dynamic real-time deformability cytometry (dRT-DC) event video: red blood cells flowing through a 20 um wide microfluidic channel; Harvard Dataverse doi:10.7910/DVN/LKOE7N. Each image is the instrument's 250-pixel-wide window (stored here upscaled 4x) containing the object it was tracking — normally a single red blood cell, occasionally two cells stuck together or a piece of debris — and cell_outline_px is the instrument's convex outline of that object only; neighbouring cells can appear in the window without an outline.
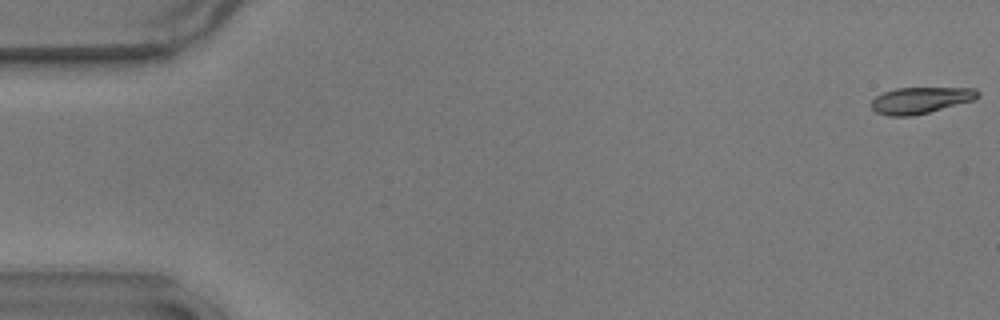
{"species": "common noctule bat (a hibernating species)", "species_latin": "Nyctalus noctula", "temperature_condition": "warm", "stored_images_in_passage": 56, "camera_frame_rate_fps": 3000, "um_per_image_px": 0.085, "animal": {"sex": "male", "body_mass_g": 17.9}, "frame": {"image": 1, "passage_image": 1, "time_ms": 0.0, "image_size_px": [1000, 320], "cell_outline_px": [[980, 96], [972, 100], [928, 112], [912, 116], [888, 116], [876, 112], [872, 108], [872, 100], [876, 96], [884, 92], [896, 88], [976, 88], [980, 92]], "centroid_in_image_um": [78.24, 8.51], "position_along_channel_um": 6.8, "area_um2": 16.18}}
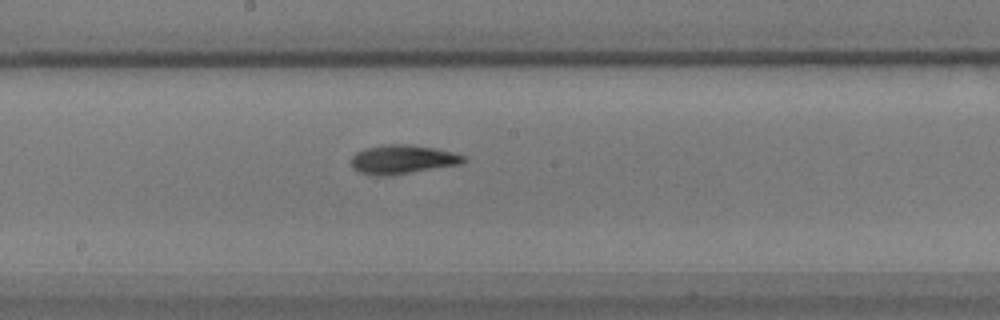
{"frame": {"image": 2, "passage_image": 30, "time_ms": 9.667, "image_size_px": [1000, 320], "cell_outline_px": [[468, 160], [460, 164], [388, 176], [376, 176], [360, 172], [352, 168], [352, 156], [356, 152], [364, 148], [388, 144], [408, 144], [436, 148], [452, 152], [464, 156]], "centroid_in_image_um": [34.2, 13.55], "position_along_channel_um": 214.0, "area_um2": 18.96}}
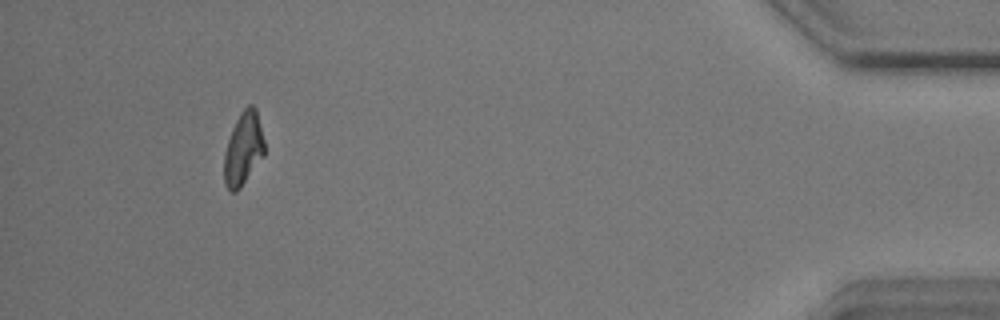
{"frame": {"image": 3, "passage_image": 52, "time_ms": 17.0, "image_size_px": [1000, 320], "cell_outline_px": [[264, 156], [240, 188], [236, 192], [232, 192], [224, 184], [224, 152], [232, 128], [240, 112], [248, 104], [252, 104], [256, 108], [264, 140]], "centroid_in_image_um": [20.68, 12.64], "position_along_channel_um": 414.5, "area_um2": 17.22}, "authors_computed_cell_mechanics": {"area_um2": 17.629, "velocity_mm_per_s": 3.6245, "shape_relaxation_time_tau1_ms": 3.4012, "shape_relaxation_time_tau2_ms": 3.9496, "deformation_change_tau1": 0.1424, "deformation_change_tau2": 0.1039}}